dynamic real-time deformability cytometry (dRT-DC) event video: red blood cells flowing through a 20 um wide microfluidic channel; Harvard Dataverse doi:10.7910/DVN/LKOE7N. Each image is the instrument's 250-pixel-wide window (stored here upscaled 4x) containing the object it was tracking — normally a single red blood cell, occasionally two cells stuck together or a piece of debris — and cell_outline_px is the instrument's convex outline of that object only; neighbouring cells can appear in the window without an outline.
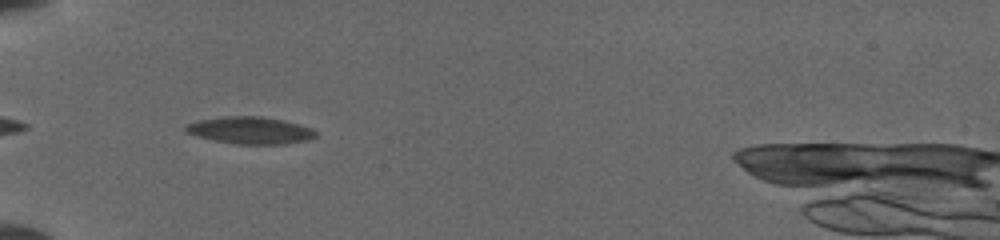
{"species": "common noctule bat (a hibernating species)", "species_latin": "Nyctalus noctula", "temperature_condition": "cold", "stored_images_in_passage": 24, "camera_frame_rate_fps": 3000, "um_per_image_px": 0.085, "animal": {"sex": "female", "body_mass_g": 19.5, "forearm_length_mm": 54.1}, "frame": {"image": 1, "passage_image": 15, "time_ms": 6.0, "image_size_px": [1000, 240], "cell_outline_px": [[316, 136], [308, 140], [284, 144], [236, 144], [196, 136], [184, 132], [184, 124], [196, 120], [220, 116], [260, 116], [284, 120], [300, 124], [312, 128], [316, 132]], "centroid_in_image_um": [21.23, 11.06], "position_along_channel_um": 63.8, "area_um2": 20.81}}
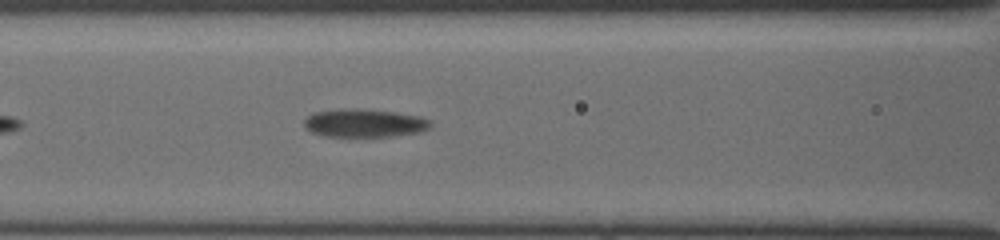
{"frame": {"image": 2, "passage_image": 19, "time_ms": 8.0, "image_size_px": [1000, 240], "cell_outline_px": [[432, 124], [428, 128], [420, 132], [392, 136], [328, 136], [312, 132], [304, 128], [304, 120], [308, 116], [316, 112], [340, 108], [356, 108], [396, 112], [420, 116], [428, 120]], "centroid_in_image_um": [30.96, 10.45], "position_along_channel_um": 135.6, "area_um2": 20.69}}
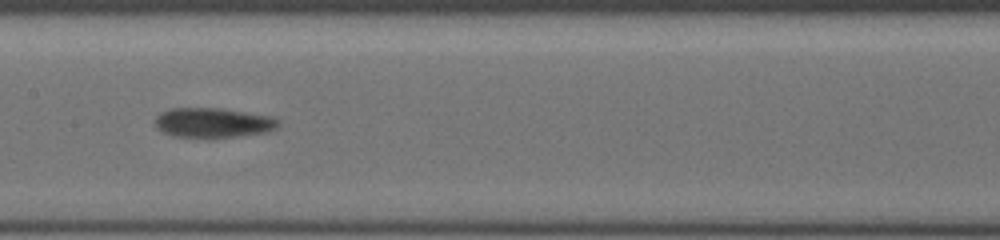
{"frame": {"image": 3, "passage_image": 22, "time_ms": 9.333, "image_size_px": [1000, 240], "cell_outline_px": [[280, 124], [276, 128], [268, 132], [236, 136], [176, 136], [164, 132], [156, 124], [156, 116], [160, 112], [172, 108], [220, 108], [272, 116], [280, 120]], "centroid_in_image_um": [18.17, 10.4], "position_along_channel_um": 189.2, "area_um2": 20.92}}